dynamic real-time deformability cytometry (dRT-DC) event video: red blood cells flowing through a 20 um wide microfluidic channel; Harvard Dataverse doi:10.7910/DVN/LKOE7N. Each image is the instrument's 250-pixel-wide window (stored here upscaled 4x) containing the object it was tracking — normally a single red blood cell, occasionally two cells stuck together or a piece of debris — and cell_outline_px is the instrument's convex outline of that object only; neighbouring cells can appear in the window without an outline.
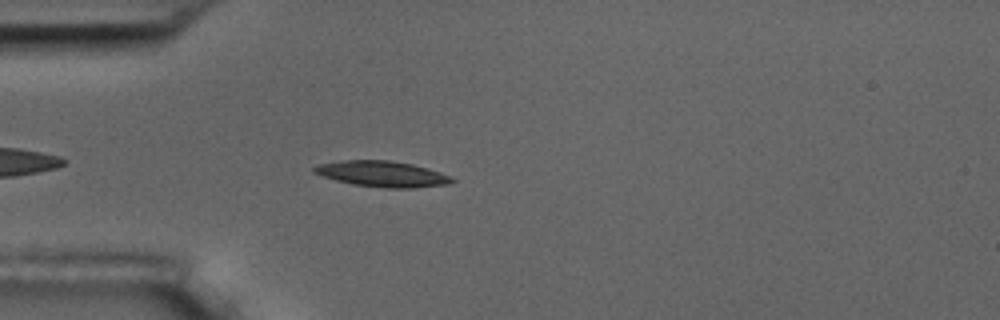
{"species": "common noctule bat (a hibernating species)", "species_latin": "Nyctalus noctula", "temperature_condition": "room temperature", "stored_images_in_passage": 5, "camera_frame_rate_fps": 3000, "um_per_image_px": 0.085, "animal": {"sex": "male", "body_mass_g": 17.5, "forearm_length_mm": 52.3}, "frame": {"image": 1, "passage_image": 5, "time_ms": 4.667, "image_size_px": [1000, 320], "cell_outline_px": [[456, 180], [448, 184], [412, 188], [384, 188], [352, 184], [336, 180], [312, 172], [312, 168], [320, 164], [348, 160], [388, 160], [412, 164], [440, 172], [452, 176]], "centroid_in_image_um": [32.52, 14.79], "position_along_channel_um": 52.5, "area_um2": 20.58}}